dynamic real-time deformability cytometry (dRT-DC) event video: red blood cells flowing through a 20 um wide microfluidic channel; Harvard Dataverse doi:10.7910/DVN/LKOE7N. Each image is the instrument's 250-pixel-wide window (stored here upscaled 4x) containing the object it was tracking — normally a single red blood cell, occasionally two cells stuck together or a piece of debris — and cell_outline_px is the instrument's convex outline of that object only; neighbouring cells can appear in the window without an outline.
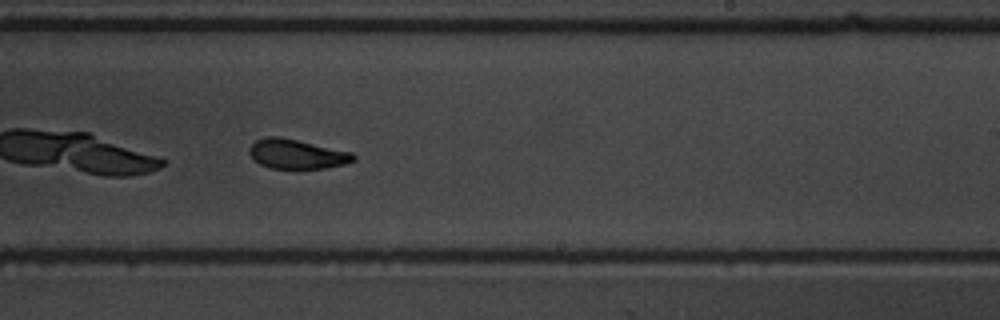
{"species": "common noctule bat (a hibernating species)", "species_latin": "Nyctalus noctula", "temperature_condition": "warm", "stored_images_in_passage": 38, "camera_frame_rate_fps": 3000, "um_per_image_px": 0.085, "animal": {"sex": "male", "body_mass_g": 19.5, "forearm_length_mm": 54.6}, "frame": {"image": 1, "passage_image": 17, "time_ms": 5.333, "image_size_px": [1000, 320], "cell_outline_px": [[356, 160], [344, 164], [324, 168], [272, 168], [260, 164], [248, 152], [248, 148], [256, 140], [268, 136], [280, 136], [352, 152], [356, 156]], "centroid_in_image_um": [25.24, 13.08], "position_along_channel_um": 263.8, "area_um2": 17.8}}
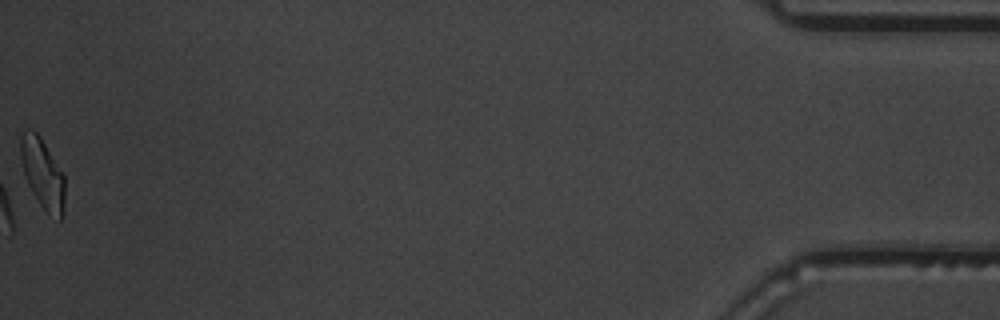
{"frame": {"image": 2, "passage_image": 38, "time_ms": 12.333, "image_size_px": [1000, 320], "cell_outline_px": [[64, 212], [60, 220], [48, 216], [32, 192], [24, 176], [20, 160], [20, 136], [28, 128], [32, 128], [40, 136], [64, 176]], "centroid_in_image_um": [3.6, 14.77], "position_along_channel_um": 431.6, "area_um2": 18.21}, "authors_computed_cell_mechanics": {"area_um2": 18.4093, "velocity_mm_per_s": 3.6847, "shape_relaxation_time_tau1_ms": 3.1929, "shape_relaxation_time_tau2_ms": 3.0044, "deformation_change_tau1": 0.13, "deformation_change_tau2": 0.0926}}